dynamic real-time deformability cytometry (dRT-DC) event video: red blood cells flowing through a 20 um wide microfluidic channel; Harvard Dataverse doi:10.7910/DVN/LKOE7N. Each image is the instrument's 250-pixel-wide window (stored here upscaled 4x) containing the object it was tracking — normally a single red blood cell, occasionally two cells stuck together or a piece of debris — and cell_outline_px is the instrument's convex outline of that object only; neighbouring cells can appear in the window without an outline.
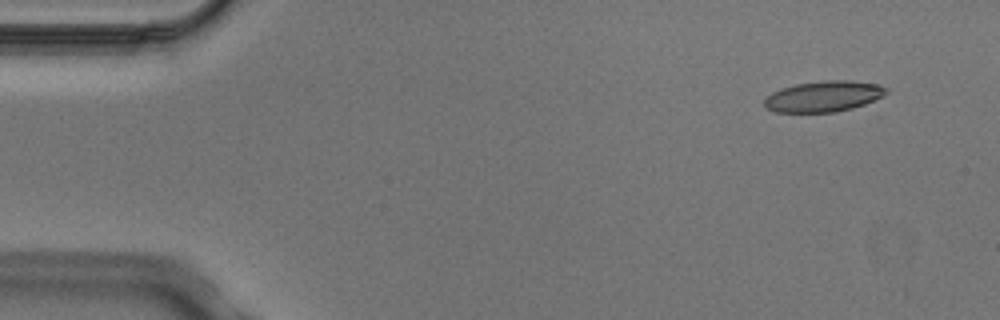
{"species": "Egyptian fruit bat (a non-hibernating species)", "species_latin": "Rousettus aegyptiacus", "temperature_condition": "cold", "stored_images_in_passage": 4, "camera_frame_rate_fps": 3000, "um_per_image_px": 0.085, "animal": {"sex": "male"}, "frame": {"image": 1, "passage_image": 1, "time_ms": 0.0, "image_size_px": [1000, 320], "cell_outline_px": [[888, 92], [884, 96], [864, 104], [852, 108], [836, 112], [776, 112], [764, 108], [764, 100], [772, 92], [796, 84], [824, 80], [852, 80], [880, 84], [888, 88]], "centroid_in_image_um": [70.04, 8.19], "position_along_channel_um": 15.0, "area_um2": 22.02}}
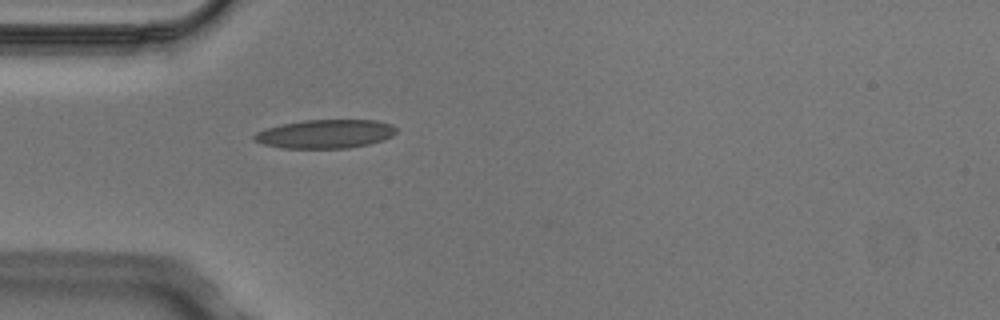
{"frame": {"image": 2, "passage_image": 4, "time_ms": 1.0, "image_size_px": [1000, 320], "cell_outline_px": [[396, 132], [392, 136], [384, 140], [368, 144], [348, 148], [284, 148], [264, 144], [252, 140], [252, 136], [256, 132], [264, 128], [280, 124], [304, 120], [376, 120], [392, 124], [396, 128]], "centroid_in_image_um": [27.63, 11.38], "position_along_channel_um": 57.4, "area_um2": 23.93}}